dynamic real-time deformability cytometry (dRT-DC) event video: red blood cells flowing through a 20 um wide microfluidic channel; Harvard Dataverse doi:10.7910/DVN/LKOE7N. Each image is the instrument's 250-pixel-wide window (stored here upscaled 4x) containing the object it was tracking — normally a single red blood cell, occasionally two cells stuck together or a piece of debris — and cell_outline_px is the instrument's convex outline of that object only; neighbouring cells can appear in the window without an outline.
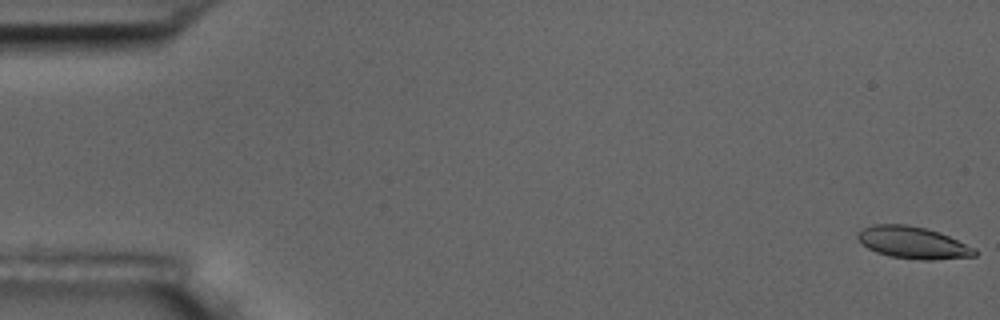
{"species": "common noctule bat (a hibernating species)", "species_latin": "Nyctalus noctula", "temperature_condition": "room temperature", "stored_images_in_passage": 6, "camera_frame_rate_fps": 3000, "um_per_image_px": 0.085, "animal": {"sex": "male", "body_mass_g": 17.5, "forearm_length_mm": 52.3}, "frame": {"image": 1, "passage_image": 1, "time_ms": 0.0, "image_size_px": [1000, 320], "cell_outline_px": [[976, 256], [932, 260], [920, 260], [892, 256], [876, 252], [868, 248], [856, 236], [856, 232], [872, 224], [908, 224], [928, 228], [940, 232], [976, 248]], "centroid_in_image_um": [77.62, 20.61], "position_along_channel_um": 7.4, "area_um2": 21.91}}
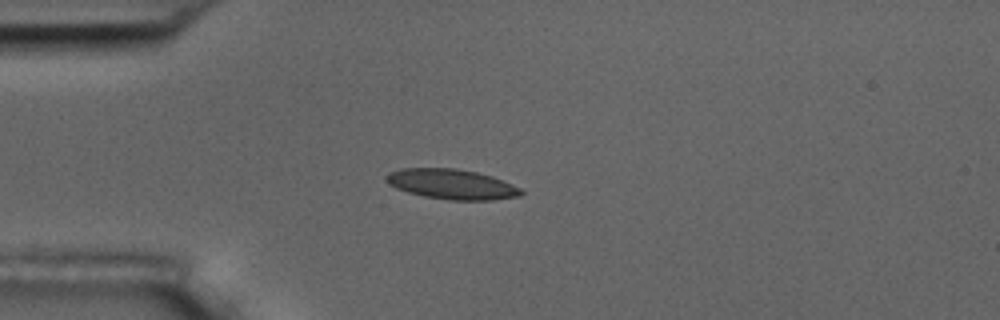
{"frame": {"image": 2, "passage_image": 5, "time_ms": 4.667, "image_size_px": [1000, 320], "cell_outline_px": [[524, 192], [520, 196], [492, 200], [452, 200], [424, 196], [408, 192], [396, 188], [388, 184], [384, 180], [384, 176], [400, 168], [456, 168], [476, 172], [492, 176], [512, 184], [520, 188]], "centroid_in_image_um": [38.38, 15.65], "position_along_channel_um": 46.6, "area_um2": 23.64}}